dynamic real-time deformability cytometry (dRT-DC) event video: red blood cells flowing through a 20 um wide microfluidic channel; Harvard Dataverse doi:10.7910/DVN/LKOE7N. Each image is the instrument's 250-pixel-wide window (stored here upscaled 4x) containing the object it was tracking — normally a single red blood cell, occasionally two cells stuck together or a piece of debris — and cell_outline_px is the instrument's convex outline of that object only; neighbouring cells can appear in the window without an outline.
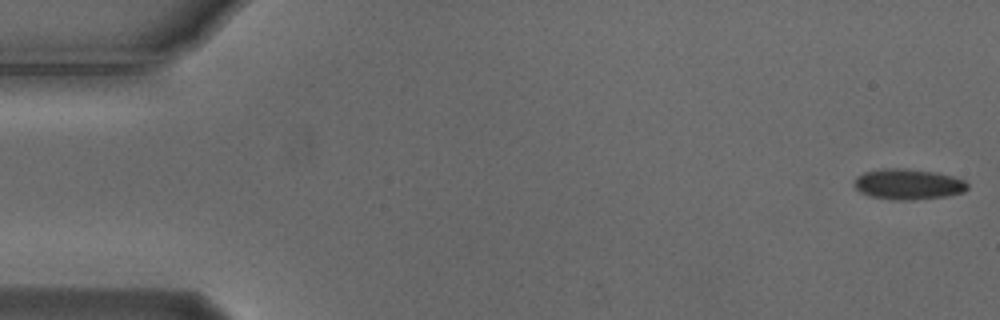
{"species": "Egyptian fruit bat (a non-hibernating species)", "species_latin": "Rousettus aegyptiacus", "temperature_condition": "cold", "stored_images_in_passage": 8, "camera_frame_rate_fps": 3000, "um_per_image_px": 0.085, "animal": {"sex": "male"}, "frame": {"image": 1, "passage_image": 1, "time_ms": 0.0, "image_size_px": [1000, 320], "cell_outline_px": [[968, 188], [964, 192], [948, 196], [912, 200], [892, 200], [868, 196], [860, 192], [852, 184], [856, 176], [864, 172], [880, 168], [904, 168], [936, 172], [952, 176], [964, 180], [968, 184]], "centroid_in_image_um": [77.16, 15.66], "position_along_channel_um": 7.8, "area_um2": 20.58}}